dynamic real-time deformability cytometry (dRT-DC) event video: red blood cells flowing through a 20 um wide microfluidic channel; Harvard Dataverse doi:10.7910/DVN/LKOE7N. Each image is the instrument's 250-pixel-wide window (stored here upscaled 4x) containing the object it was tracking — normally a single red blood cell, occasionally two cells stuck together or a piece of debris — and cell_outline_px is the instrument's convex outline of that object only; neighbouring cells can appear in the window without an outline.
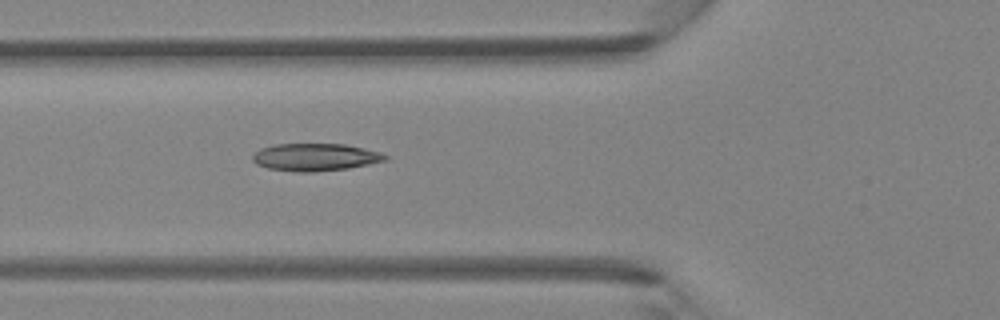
{"species": "Egyptian fruit bat (a non-hibernating species)", "species_latin": "Rousettus aegyptiacus", "temperature_condition": "room temperature", "stored_images_in_passage": 3, "camera_frame_rate_fps": 3000, "um_per_image_px": 0.085, "animal": {"sex": "female"}, "frame": {"image": 1, "passage_image": 3, "time_ms": 0.667, "image_size_px": [1000, 320], "cell_outline_px": [[388, 160], [348, 168], [312, 172], [300, 172], [268, 168], [256, 164], [252, 160], [252, 156], [260, 148], [276, 144], [344, 144], [364, 148], [380, 152], [388, 156]], "centroid_in_image_um": [26.8, 13.35], "position_along_channel_um": 99.0, "area_um2": 21.15}}